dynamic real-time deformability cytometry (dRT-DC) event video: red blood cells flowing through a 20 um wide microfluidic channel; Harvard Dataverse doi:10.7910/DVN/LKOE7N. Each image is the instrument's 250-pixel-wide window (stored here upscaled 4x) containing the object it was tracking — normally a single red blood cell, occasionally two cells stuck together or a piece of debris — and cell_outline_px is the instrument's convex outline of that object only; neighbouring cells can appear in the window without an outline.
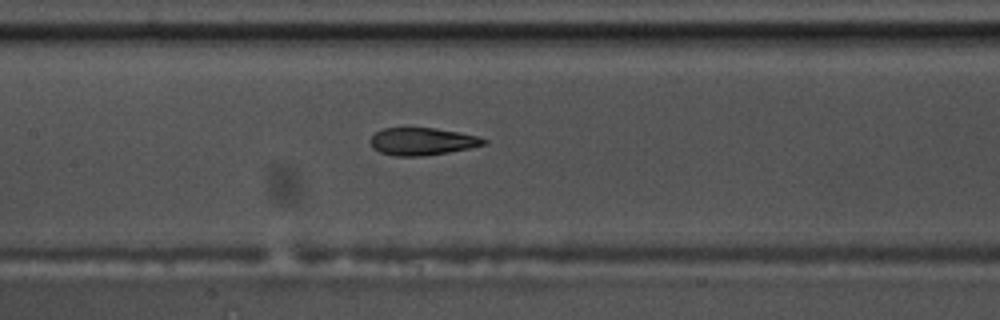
{"species": "common noctule bat (a hibernating species)", "species_latin": "Nyctalus noctula", "temperature_condition": "warm", "stored_images_in_passage": 38, "camera_frame_rate_fps": 3000, "um_per_image_px": 0.085, "animal": {"sex": "male", "body_mass_g": 17.5, "forearm_length_mm": 52.3}, "frame": {"image": 1, "passage_image": 12, "time_ms": 3.667, "image_size_px": [1000, 320], "cell_outline_px": [[488, 144], [448, 152], [424, 156], [396, 156], [380, 152], [372, 148], [368, 140], [376, 132], [384, 128], [436, 128], [460, 132], [476, 136], [488, 140]], "centroid_in_image_um": [35.88, 12.02], "position_along_channel_um": 171.5, "area_um2": 18.21}, "authors_computed_cell_mechanics": {"area_um2": 19.1896, "velocity_mm_per_s": 3.6276, "shape_relaxation_time_tau1_ms": 5.079, "shape_relaxation_time_tau2_ms": 2.0197, "deformation_change_tau1": 0.1934, "deformation_change_tau2": 0.086}}